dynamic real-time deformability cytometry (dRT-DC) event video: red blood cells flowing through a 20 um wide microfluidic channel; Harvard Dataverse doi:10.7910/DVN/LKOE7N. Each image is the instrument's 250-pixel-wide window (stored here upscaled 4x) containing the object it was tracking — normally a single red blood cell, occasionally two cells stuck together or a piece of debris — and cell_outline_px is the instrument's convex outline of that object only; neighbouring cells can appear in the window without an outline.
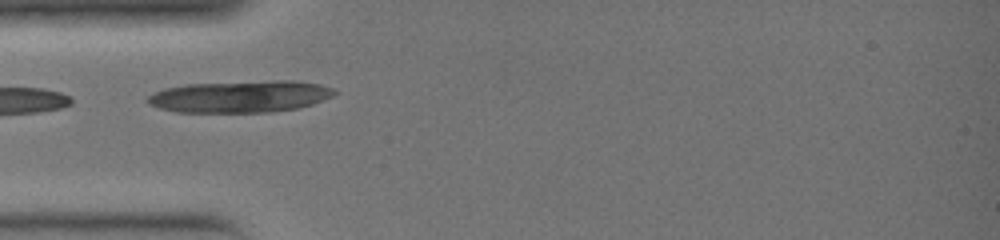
{"species": "common noctule bat (a hibernating species)", "species_latin": "Nyctalus noctula", "temperature_condition": "warm", "stored_images_in_passage": 3, "camera_frame_rate_fps": 3000, "um_per_image_px": 0.085, "animal": {"sex": "female", "body_mass_g": 19.0, "forearm_length_mm": 51.5}, "frame": {"image": 1, "passage_image": 1, "time_ms": 0.0, "image_size_px": [1000, 240], "cell_outline_px": [[340, 92], [332, 96], [312, 104], [296, 108], [272, 112], [176, 112], [160, 108], [148, 104], [144, 100], [148, 96], [164, 88], [188, 84], [272, 80], [296, 80], [320, 84], [332, 88]], "centroid_in_image_um": [20.43, 8.2], "position_along_channel_um": 64.6, "area_um2": 34.85}}